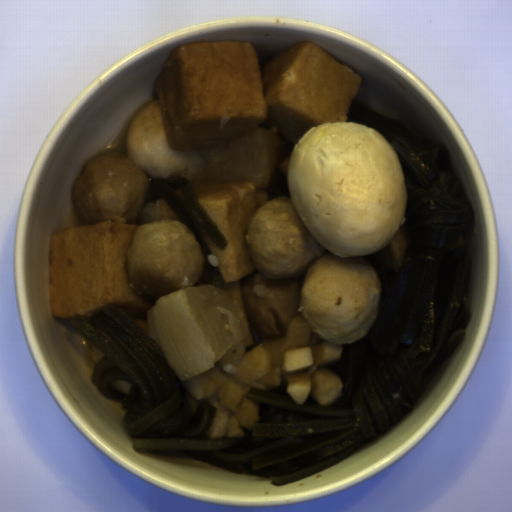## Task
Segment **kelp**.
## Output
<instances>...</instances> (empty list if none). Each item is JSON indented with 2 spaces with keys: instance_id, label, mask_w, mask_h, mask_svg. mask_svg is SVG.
<instances>
[{
  "instance_id": "1",
  "label": "kelp",
  "mask_w": 512,
  "mask_h": 512,
  "mask_svg": "<svg viewBox=\"0 0 512 512\" xmlns=\"http://www.w3.org/2000/svg\"><path fill=\"white\" fill-rule=\"evenodd\" d=\"M405 201L402 228L409 244L398 271L386 270L382 248L364 255L382 282V304L372 330L339 345L328 369L340 375L334 405L313 398L299 405L286 390H253L259 419L242 437L208 439L217 413L208 402L189 411L186 381L125 310L108 305L70 327L103 357L91 365L90 384L118 400L132 450L177 452L213 466L269 478L281 486L328 467L401 423L422 391L451 358L469 321L475 225L463 183L443 145L396 137ZM130 381L129 394L110 387Z\"/></svg>"
},
{
  "instance_id": "2",
  "label": "kelp",
  "mask_w": 512,
  "mask_h": 512,
  "mask_svg": "<svg viewBox=\"0 0 512 512\" xmlns=\"http://www.w3.org/2000/svg\"><path fill=\"white\" fill-rule=\"evenodd\" d=\"M148 191L156 195L196 237L204 258L203 268L211 283L221 287L209 260L211 252L205 236L221 250H225L227 240L206 212L190 181L182 177L157 178L150 181Z\"/></svg>"
}]
</instances>
